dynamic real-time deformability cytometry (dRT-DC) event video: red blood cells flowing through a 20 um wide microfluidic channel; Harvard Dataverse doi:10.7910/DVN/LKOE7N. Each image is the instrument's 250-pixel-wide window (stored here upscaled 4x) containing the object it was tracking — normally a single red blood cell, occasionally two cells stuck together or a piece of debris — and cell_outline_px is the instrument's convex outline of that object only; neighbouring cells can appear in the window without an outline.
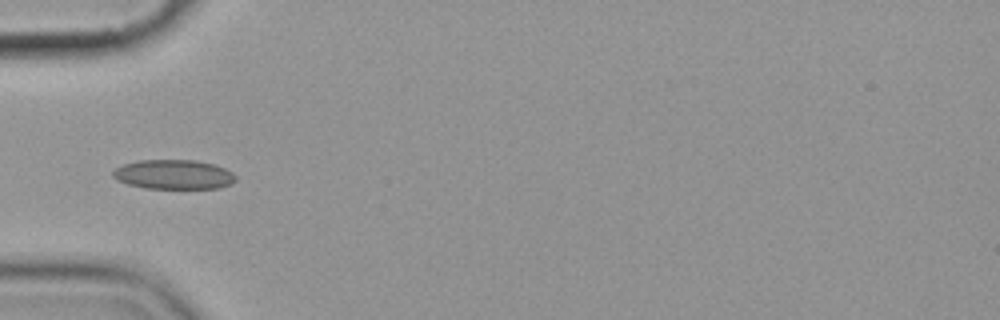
{"species": "common noctule bat (a hibernating species)", "species_latin": "Nyctalus noctula", "temperature_condition": "cold", "stored_images_in_passage": 8, "camera_frame_rate_fps": 3000, "um_per_image_px": 0.085, "animal": {"sex": "female", "body_mass_g": 19.9}, "frame": {"image": 1, "passage_image": 6, "time_ms": 6.0, "image_size_px": [1000, 320], "cell_outline_px": [[236, 180], [232, 184], [220, 188], [144, 188], [128, 184], [116, 180], [112, 176], [112, 172], [116, 168], [124, 164], [140, 160], [196, 160], [216, 164], [232, 172], [236, 176]], "centroid_in_image_um": [14.79, 14.83], "position_along_channel_um": 70.2, "area_um2": 21.21}}
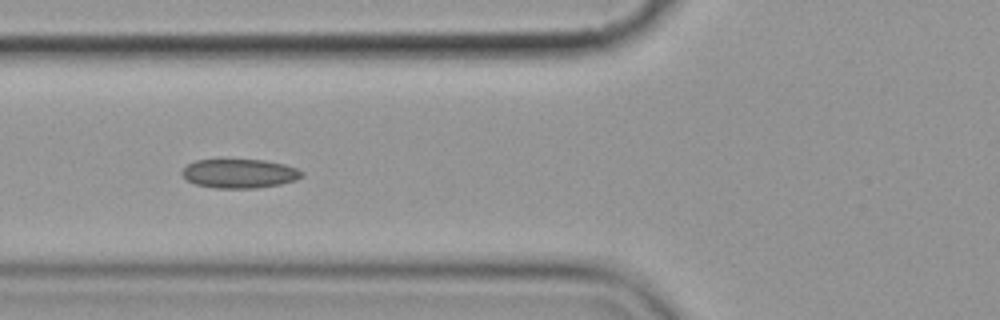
{"frame": {"image": 2, "passage_image": 7, "time_ms": 7.0, "image_size_px": [1000, 320], "cell_outline_px": [[304, 176], [296, 180], [280, 184], [256, 188], [216, 188], [196, 184], [188, 180], [180, 172], [188, 164], [196, 160], [264, 160], [284, 164], [296, 168], [304, 172]], "centroid_in_image_um": [20.39, 14.75], "position_along_channel_um": 105.4, "area_um2": 20.17}}
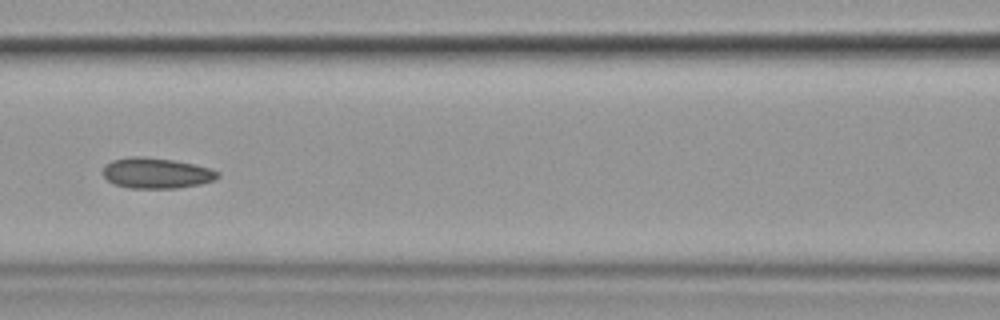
{"frame": {"image": 3, "passage_image": 8, "time_ms": 8.333, "image_size_px": [1000, 320], "cell_outline_px": [[220, 176], [216, 180], [200, 184], [176, 188], [128, 188], [112, 184], [100, 172], [104, 164], [112, 160], [128, 156], [140, 156], [172, 160], [212, 168], [220, 172]], "centroid_in_image_um": [13.26, 14.71], "position_along_channel_um": 153.3, "area_um2": 20.81}}